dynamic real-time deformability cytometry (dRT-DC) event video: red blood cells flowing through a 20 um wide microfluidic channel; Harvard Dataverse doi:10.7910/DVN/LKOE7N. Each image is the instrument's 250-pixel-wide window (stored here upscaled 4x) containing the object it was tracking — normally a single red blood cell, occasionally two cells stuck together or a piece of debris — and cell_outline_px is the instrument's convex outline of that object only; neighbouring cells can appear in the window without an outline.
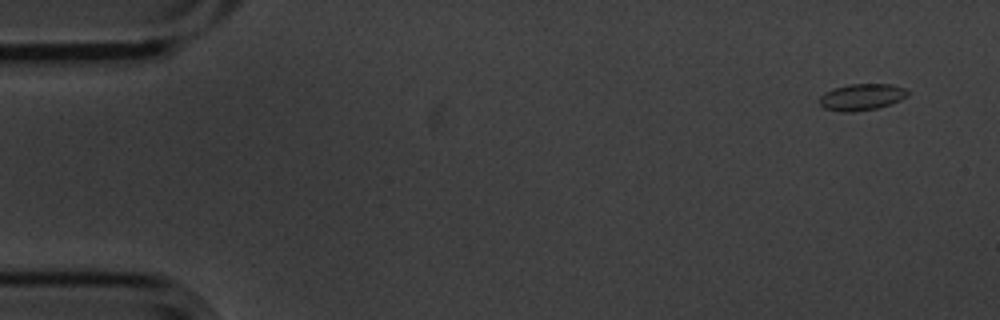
{"species": "common noctule bat (a hibernating species)", "species_latin": "Nyctalus noctula", "temperature_condition": "cold", "stored_images_in_passage": 5, "camera_frame_rate_fps": 3000, "um_per_image_px": 0.085, "animal": {"sex": "male", "body_mass_g": 20.1, "forearm_length_mm": 53.5}, "frame": {"image": 1, "passage_image": 1, "time_ms": 0.0, "image_size_px": [1000, 320], "cell_outline_px": [[908, 96], [900, 100], [876, 108], [852, 112], [844, 112], [824, 108], [820, 104], [820, 96], [824, 92], [832, 88], [848, 84], [892, 84], [904, 88], [908, 92]], "centroid_in_image_um": [73.22, 8.23], "position_along_channel_um": 11.8, "area_um2": 13.58}}
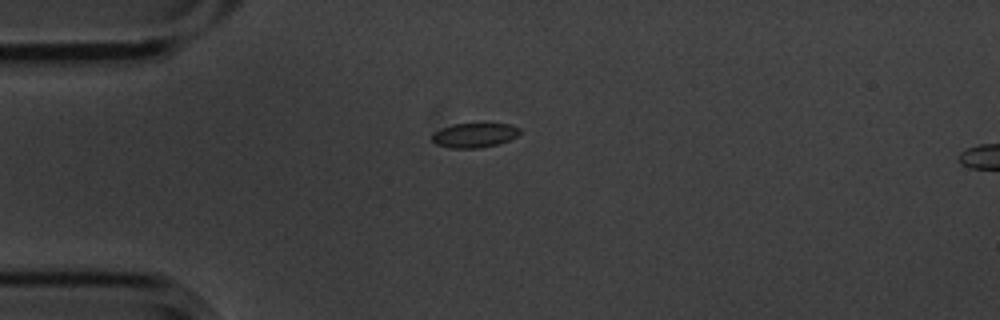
{"frame": {"image": 2, "passage_image": 4, "time_ms": 1.0, "image_size_px": [1000, 320], "cell_outline_px": [[520, 132], [516, 136], [508, 140], [496, 144], [476, 148], [448, 148], [436, 144], [432, 140], [432, 132], [440, 128], [452, 124], [512, 124], [520, 128]], "centroid_in_image_um": [40.27, 11.49], "position_along_channel_um": 44.7, "area_um2": 12.48}}